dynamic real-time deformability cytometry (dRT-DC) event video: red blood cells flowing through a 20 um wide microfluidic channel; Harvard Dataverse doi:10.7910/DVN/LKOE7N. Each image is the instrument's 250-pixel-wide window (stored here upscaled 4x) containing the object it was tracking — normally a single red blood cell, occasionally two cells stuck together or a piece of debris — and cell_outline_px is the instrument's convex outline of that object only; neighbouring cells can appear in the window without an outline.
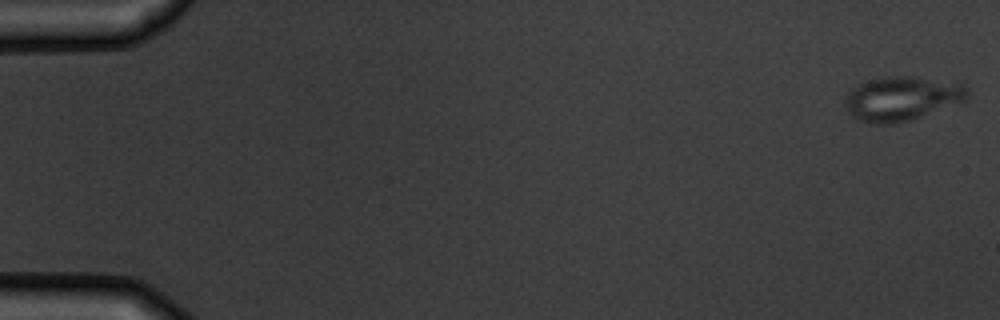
{"species": "common noctule bat (a hibernating species)", "species_latin": "Nyctalus noctula", "temperature_condition": "warm", "stored_images_in_passage": 6, "camera_frame_rate_fps": 3000, "um_per_image_px": 0.085, "animal": {"sex": "male", "body_mass_g": 19.5, "forearm_length_mm": 54.6}, "frame": {"image": 1, "passage_image": 1, "time_ms": 0.0, "image_size_px": [1000, 320], "cell_outline_px": [[968, 92], [964, 100], [912, 120], [896, 124], [872, 124], [860, 120], [852, 116], [848, 112], [844, 104], [844, 96], [852, 88], [868, 80], [880, 76], [912, 76], [964, 84], [968, 88]], "centroid_in_image_um": [76.59, 8.38], "position_along_channel_um": 8.4, "area_um2": 31.62}}